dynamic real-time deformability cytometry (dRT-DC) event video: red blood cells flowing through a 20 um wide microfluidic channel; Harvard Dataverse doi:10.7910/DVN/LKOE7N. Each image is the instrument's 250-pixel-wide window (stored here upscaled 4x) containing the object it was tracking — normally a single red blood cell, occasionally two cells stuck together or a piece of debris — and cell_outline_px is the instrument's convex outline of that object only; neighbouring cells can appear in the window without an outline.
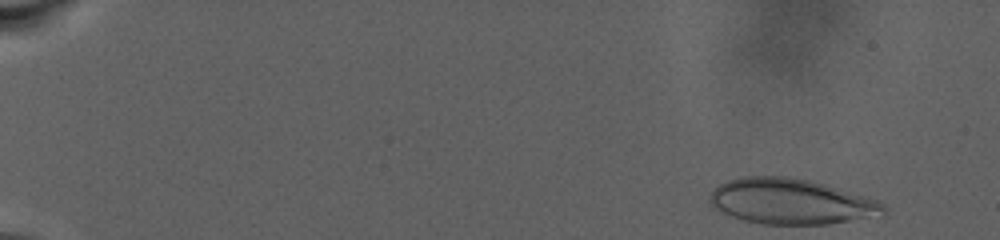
{"species": "human", "species_latin": "Homo sapiens", "temperature_condition": "warm", "stored_images_in_passage": 80, "camera_frame_rate_fps": 3000, "um_per_image_px": 0.085, "donor": {"sex": "male"}, "frame": {"image": 1, "passage_image": 1, "time_ms": 0.0, "image_size_px": [1000, 240], "cell_outline_px": [[888, 208], [884, 216], [828, 224], [760, 224], [744, 220], [732, 216], [712, 208], [708, 200], [708, 196], [720, 184], [728, 180], [744, 176], [788, 176], [808, 180], [824, 184], [876, 200], [884, 204]], "centroid_in_image_um": [67.24, 17.14], "position_along_channel_um": 17.8, "area_um2": 46.24}}
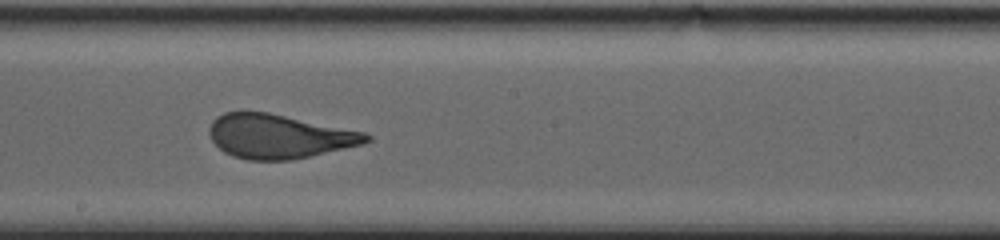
{"frame": {"image": 2, "passage_image": 46, "time_ms": 15.0, "image_size_px": [1000, 240], "cell_outline_px": [[372, 140], [364, 144], [292, 160], [248, 160], [232, 156], [224, 152], [212, 140], [208, 132], [208, 128], [212, 120], [216, 116], [224, 112], [268, 112], [364, 132], [372, 136]], "centroid_in_image_um": [23.7, 11.59], "position_along_channel_um": 224.5, "area_um2": 40.34}}
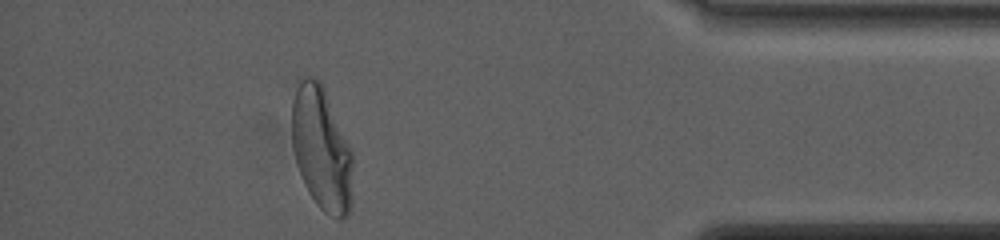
{"frame": {"image": 3, "passage_image": 72, "time_ms": 23.667, "image_size_px": [1000, 240], "cell_outline_px": [[352, 204], [348, 212], [340, 220], [336, 220], [324, 212], [316, 204], [308, 192], [304, 184], [296, 164], [292, 148], [292, 100], [296, 76], [316, 76], [320, 80], [324, 88], [352, 152]], "centroid_in_image_um": [27.3, 12.6], "position_along_channel_um": 407.9, "area_um2": 44.56}}